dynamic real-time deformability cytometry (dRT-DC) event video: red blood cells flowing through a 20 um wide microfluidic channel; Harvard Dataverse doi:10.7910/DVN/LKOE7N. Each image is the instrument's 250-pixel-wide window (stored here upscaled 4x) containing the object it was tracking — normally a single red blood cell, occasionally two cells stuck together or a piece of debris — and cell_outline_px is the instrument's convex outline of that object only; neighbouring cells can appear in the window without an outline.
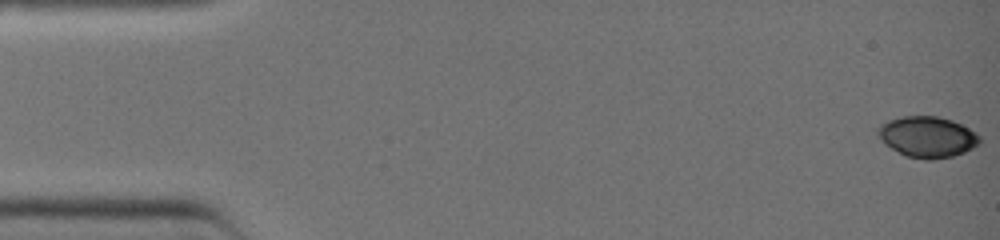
{"species": "common noctule bat (a hibernating species)", "species_latin": "Nyctalus noctula", "temperature_condition": "warm", "stored_images_in_passage": 39, "camera_frame_rate_fps": 3000, "um_per_image_px": 0.085, "animal": {"sex": "female", "body_mass_g": 19.0, "forearm_length_mm": 51.5}, "frame": {"image": 1, "passage_image": 1, "time_ms": 0.0, "image_size_px": [1000, 240], "cell_outline_px": [[980, 144], [964, 152], [952, 156], [932, 160], [924, 160], [904, 156], [884, 144], [880, 140], [876, 132], [876, 128], [880, 124], [888, 120], [900, 116], [940, 116], [952, 120], [968, 128], [980, 136]], "centroid_in_image_um": [78.78, 11.64], "position_along_channel_um": 6.2, "area_um2": 24.62}}
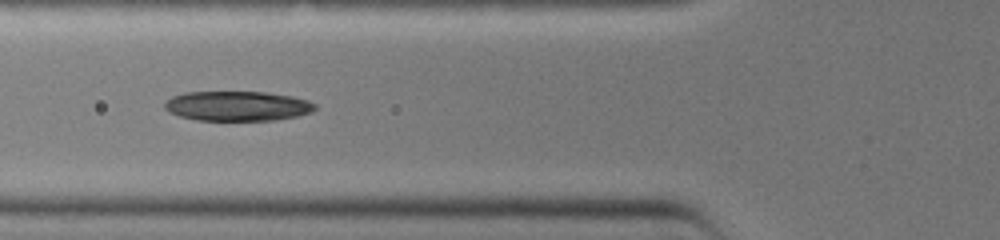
{"frame": {"image": 2, "passage_image": 16, "time_ms": 5.0, "image_size_px": [1000, 240], "cell_outline_px": [[316, 108], [312, 112], [296, 116], [276, 120], [196, 120], [180, 116], [168, 112], [164, 108], [164, 104], [172, 96], [184, 92], [268, 92], [292, 96], [308, 100], [316, 104]], "centroid_in_image_um": [20.18, 9.01], "position_along_channel_um": 105.6, "area_um2": 26.18}}
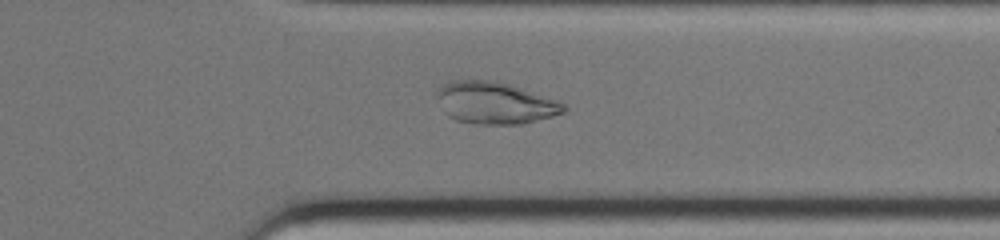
{"frame": {"image": 3, "passage_image": 32, "time_ms": 10.333, "image_size_px": [1000, 240], "cell_outline_px": [[568, 112], [524, 124], [472, 124], [456, 120], [448, 116], [444, 112], [436, 100], [436, 92], [444, 84], [452, 80], [496, 80], [560, 100], [568, 108]], "centroid_in_image_um": [42.1, 8.75], "position_along_channel_um": 369.3, "area_um2": 31.56}}